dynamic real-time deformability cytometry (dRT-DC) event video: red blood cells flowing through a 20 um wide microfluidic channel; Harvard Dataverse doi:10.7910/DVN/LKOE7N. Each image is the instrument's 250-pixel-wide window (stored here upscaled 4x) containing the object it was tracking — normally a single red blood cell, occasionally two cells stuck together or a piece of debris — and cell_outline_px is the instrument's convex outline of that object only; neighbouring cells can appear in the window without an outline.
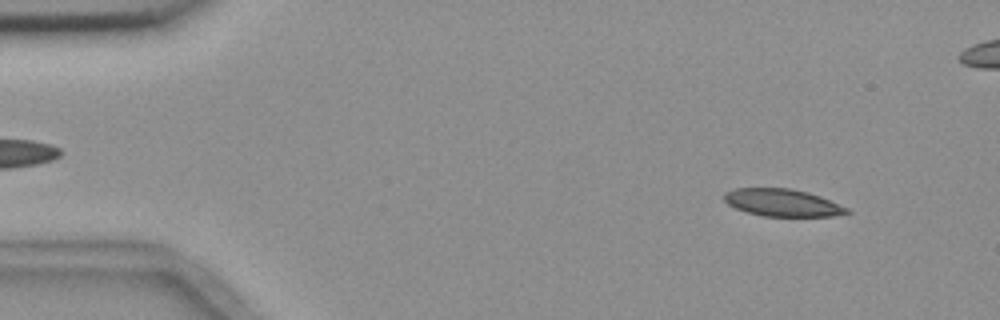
{"species": "common noctule bat (a hibernating species)", "species_latin": "Nyctalus noctula", "temperature_condition": "room temperature", "stored_images_in_passage": 5, "camera_frame_rate_fps": 3000, "um_per_image_px": 0.085, "animal": {"sex": "female", "body_mass_g": 18.4}, "frame": {"image": 1, "passage_image": 1, "time_ms": 0.0, "image_size_px": [1000, 320], "cell_outline_px": [[852, 212], [832, 216], [764, 216], [748, 212], [736, 208], [728, 204], [724, 200], [724, 192], [736, 188], [788, 188], [808, 192], [820, 196], [848, 208]], "centroid_in_image_um": [66.5, 17.22], "position_along_channel_um": 18.5, "area_um2": 19.42}}